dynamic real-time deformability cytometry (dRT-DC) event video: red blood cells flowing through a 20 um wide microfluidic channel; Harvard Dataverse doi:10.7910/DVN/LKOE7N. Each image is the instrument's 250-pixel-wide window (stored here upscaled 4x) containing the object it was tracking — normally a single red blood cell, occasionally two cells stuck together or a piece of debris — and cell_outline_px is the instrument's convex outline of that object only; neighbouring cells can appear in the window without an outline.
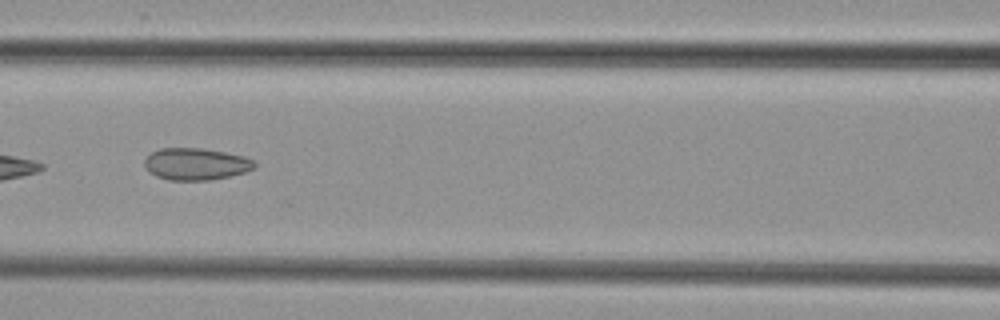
{"species": "common noctule bat (a hibernating species)", "species_latin": "Nyctalus noctula", "temperature_condition": "cold", "stored_images_in_passage": 9, "camera_frame_rate_fps": 3000, "um_per_image_px": 0.085, "animal": {"sex": "female", "body_mass_g": 29.2, "forearm_length_mm": 56.3}, "frame": {"image": 1, "passage_image": 6, "time_ms": 6.0, "image_size_px": [1000, 320], "cell_outline_px": [[256, 168], [244, 172], [228, 176], [208, 180], [168, 180], [156, 176], [148, 172], [144, 164], [144, 160], [152, 152], [160, 148], [204, 148], [244, 156], [252, 160], [256, 164]], "centroid_in_image_um": [16.63, 13.94], "position_along_channel_um": 150.0, "area_um2": 20.46}}
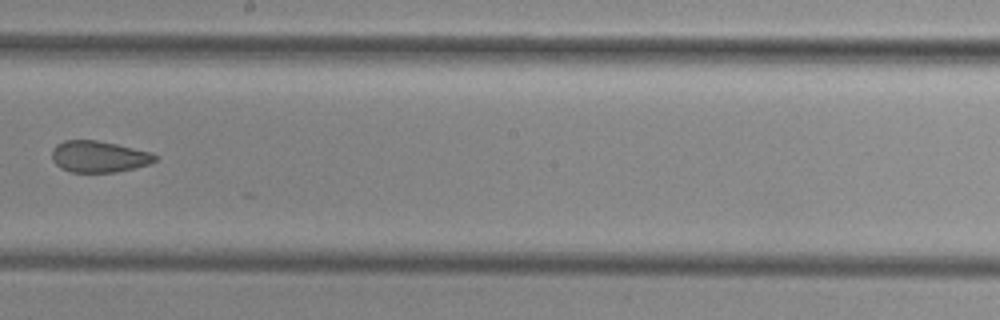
{"frame": {"image": 2, "passage_image": 8, "time_ms": 8.333, "image_size_px": [1000, 320], "cell_outline_px": [[156, 160], [148, 164], [136, 168], [116, 172], [72, 172], [60, 168], [52, 160], [52, 148], [56, 144], [64, 140], [96, 140], [116, 144], [152, 152], [156, 156]], "centroid_in_image_um": [8.38, 13.31], "position_along_channel_um": 239.8, "area_um2": 18.96}}
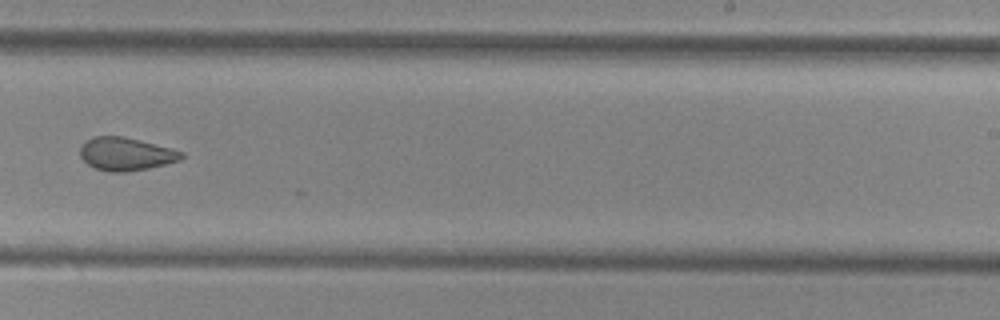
{"frame": {"image": 3, "passage_image": 9, "time_ms": 9.333, "image_size_px": [1000, 320], "cell_outline_px": [[184, 156], [180, 160], [148, 168], [124, 172], [108, 172], [96, 168], [88, 164], [80, 156], [80, 148], [88, 140], [96, 136], [124, 136], [172, 148], [184, 152]], "centroid_in_image_um": [10.72, 13.09], "position_along_channel_um": 278.3, "area_um2": 19.36}}